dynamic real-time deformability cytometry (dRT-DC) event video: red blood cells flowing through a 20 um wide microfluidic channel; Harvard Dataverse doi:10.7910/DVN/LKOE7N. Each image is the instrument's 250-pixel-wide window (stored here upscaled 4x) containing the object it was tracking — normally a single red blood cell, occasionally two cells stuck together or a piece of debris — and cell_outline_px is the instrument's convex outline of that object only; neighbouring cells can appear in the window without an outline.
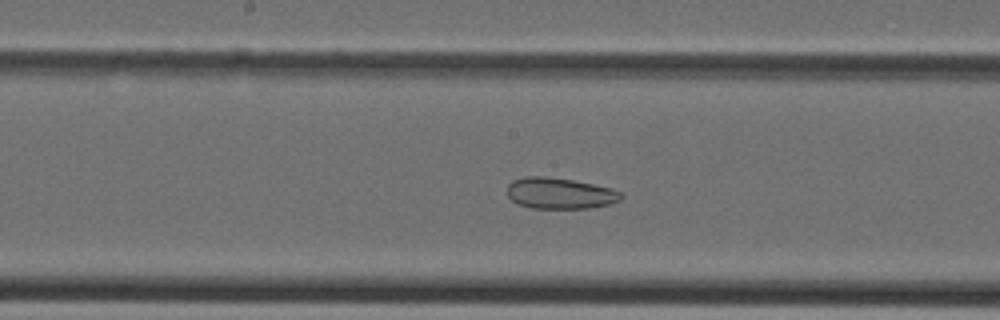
{"species": "Egyptian fruit bat (a non-hibernating species)", "species_latin": "Rousettus aegyptiacus", "temperature_condition": "cold", "stored_images_in_passage": 38, "camera_frame_rate_fps": 3000, "um_per_image_px": 0.085, "animal": {"sex": "female"}, "frame": {"image": 1, "passage_image": 19, "time_ms": 6.0, "image_size_px": [1000, 320], "cell_outline_px": [[624, 196], [620, 200], [608, 204], [588, 208], [532, 208], [516, 204], [508, 196], [508, 184], [512, 180], [524, 176], [544, 176], [572, 180], [612, 188], [620, 192]], "centroid_in_image_um": [47.56, 16.43], "position_along_channel_um": 200.6, "area_um2": 20.63}}
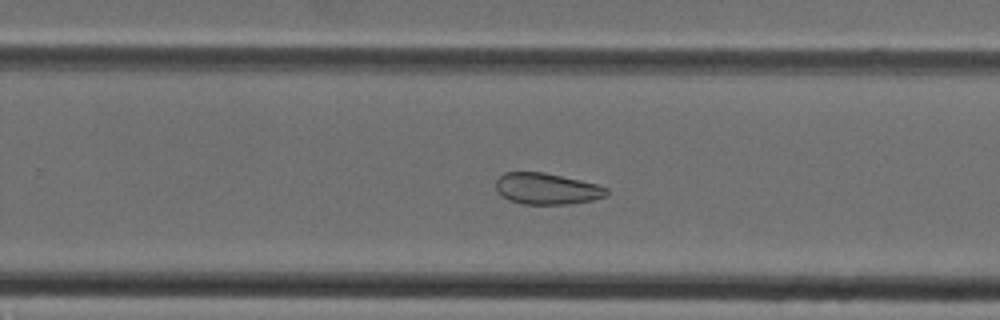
{"frame": {"image": 2, "passage_image": 24, "time_ms": 7.667, "image_size_px": [1000, 320], "cell_outline_px": [[608, 192], [604, 196], [592, 200], [568, 204], [524, 204], [508, 200], [496, 188], [496, 180], [504, 172], [544, 172], [580, 180], [596, 184], [608, 188]], "centroid_in_image_um": [46.47, 16.04], "position_along_channel_um": 283.3, "area_um2": 20.0}}
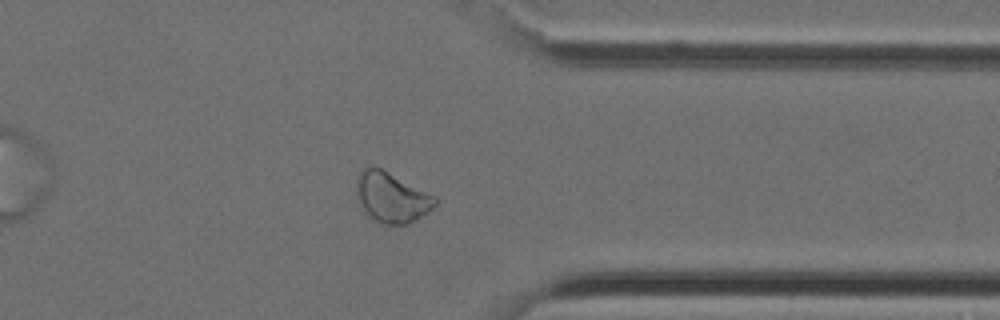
{"frame": {"image": 3, "passage_image": 30, "time_ms": 9.667, "image_size_px": [1000, 320], "cell_outline_px": [[436, 204], [428, 212], [408, 224], [380, 224], [368, 216], [360, 204], [356, 192], [356, 180], [360, 172], [364, 168], [380, 168], [436, 196]], "centroid_in_image_um": [33.28, 16.8], "position_along_channel_um": 378.1, "area_um2": 22.72}}